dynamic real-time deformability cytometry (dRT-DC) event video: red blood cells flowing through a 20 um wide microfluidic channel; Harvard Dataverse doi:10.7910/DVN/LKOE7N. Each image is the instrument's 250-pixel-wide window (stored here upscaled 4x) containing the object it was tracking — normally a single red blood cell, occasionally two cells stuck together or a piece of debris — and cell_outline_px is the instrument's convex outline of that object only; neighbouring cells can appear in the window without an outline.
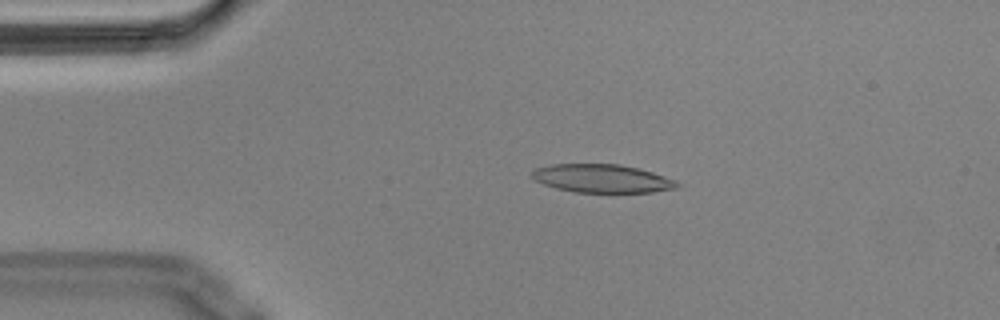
{"species": "Egyptian fruit bat (a non-hibernating species)", "species_latin": "Rousettus aegyptiacus", "temperature_condition": "cold", "stored_images_in_passage": 45, "camera_frame_rate_fps": 3000, "um_per_image_px": 0.085, "animal": {"sex": "male"}, "frame": {"image": 1, "passage_image": 11, "time_ms": 3.333, "image_size_px": [1000, 320], "cell_outline_px": [[680, 184], [676, 188], [652, 192], [572, 192], [556, 188], [544, 184], [536, 180], [532, 176], [532, 172], [536, 168], [552, 164], [620, 164], [652, 172], [676, 180]], "centroid_in_image_um": [51.18, 15.17], "position_along_channel_um": 33.8, "area_um2": 23.76}}
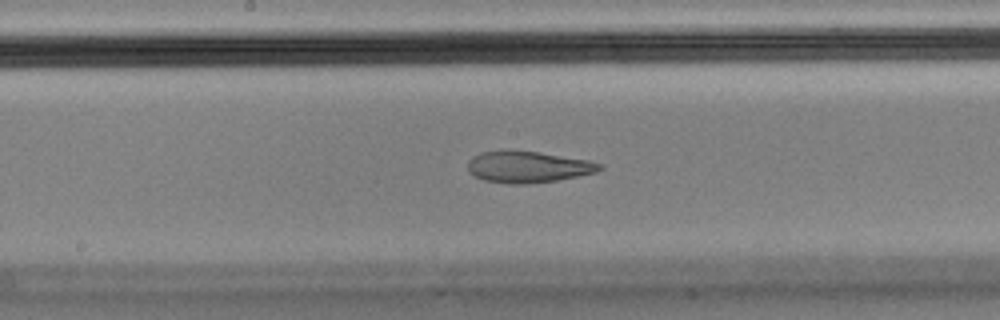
{"frame": {"image": 2, "passage_image": 28, "time_ms": 9.0, "image_size_px": [1000, 320], "cell_outline_px": [[604, 168], [596, 172], [556, 180], [524, 184], [508, 184], [484, 180], [472, 176], [468, 172], [468, 160], [472, 156], [480, 152], [540, 152], [588, 160], [604, 164]], "centroid_in_image_um": [44.87, 14.21], "position_along_channel_um": 203.3, "area_um2": 23.87}}
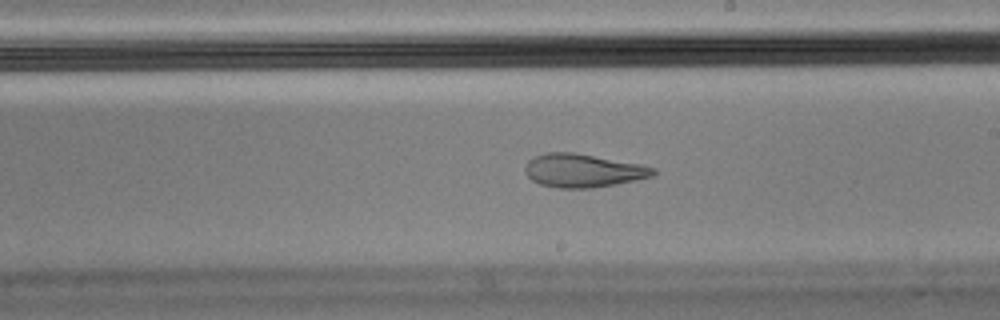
{"frame": {"image": 3, "passage_image": 31, "time_ms": 10.0, "image_size_px": [1000, 320], "cell_outline_px": [[656, 172], [652, 176], [636, 180], [616, 184], [592, 188], [560, 188], [540, 184], [532, 180], [524, 172], [524, 168], [528, 160], [536, 156], [548, 152], [572, 152], [640, 164], [656, 168]], "centroid_in_image_um": [49.54, 14.5], "position_along_channel_um": 239.5, "area_um2": 24.8}, "authors_computed_cell_mechanics": {"area_um2": 24.7962, "velocity_mm_per_s": 3.6271, "shape_relaxation_time_tau1_ms": null, "shape_relaxation_time_tau2_ms": 2.8009, "deformation_change_tau1": null, "deformation_change_tau2": 0.102}}